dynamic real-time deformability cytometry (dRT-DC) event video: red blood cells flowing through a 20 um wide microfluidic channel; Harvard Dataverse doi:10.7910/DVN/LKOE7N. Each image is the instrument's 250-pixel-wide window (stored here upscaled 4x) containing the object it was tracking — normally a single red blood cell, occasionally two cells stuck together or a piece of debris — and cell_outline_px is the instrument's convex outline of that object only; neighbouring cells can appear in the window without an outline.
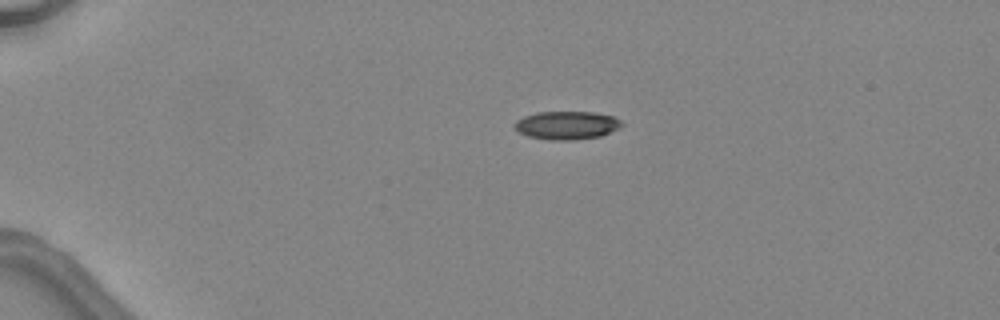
{"species": "common noctule bat (a hibernating species)", "species_latin": "Nyctalus noctula", "temperature_condition": "warm", "stored_images_in_passage": 5, "camera_frame_rate_fps": 3000, "um_per_image_px": 0.085, "animal": {"sex": "female", "body_mass_g": 24.6, "forearm_length_mm": 56.2}, "frame": {"image": 1, "passage_image": 1, "time_ms": 0.0, "image_size_px": [1000, 320], "cell_outline_px": [[624, 124], [620, 128], [600, 136], [572, 140], [552, 140], [528, 136], [520, 132], [516, 128], [516, 120], [524, 116], [536, 112], [592, 112], [612, 116], [620, 120]], "centroid_in_image_um": [48.2, 10.64], "position_along_channel_um": 36.8, "area_um2": 17.46}}
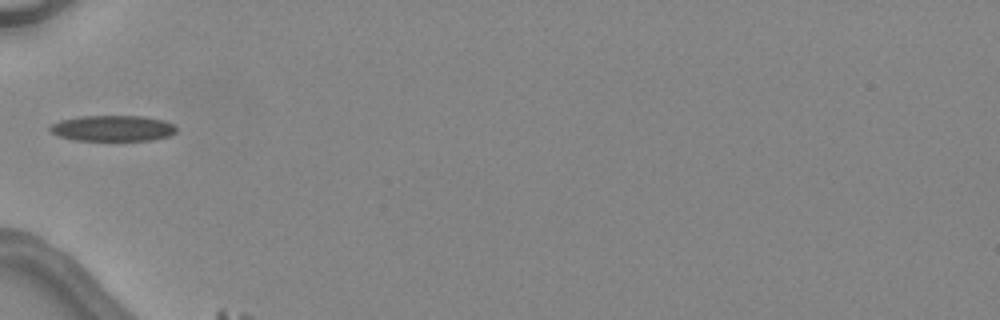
{"frame": {"image": 2, "passage_image": 3, "time_ms": 2.333, "image_size_px": [1000, 320], "cell_outline_px": [[176, 132], [168, 136], [152, 140], [76, 140], [60, 136], [52, 132], [48, 128], [52, 124], [60, 120], [80, 116], [144, 116], [164, 120], [176, 124]], "centroid_in_image_um": [9.62, 10.89], "position_along_channel_um": 75.4, "area_um2": 19.02}}